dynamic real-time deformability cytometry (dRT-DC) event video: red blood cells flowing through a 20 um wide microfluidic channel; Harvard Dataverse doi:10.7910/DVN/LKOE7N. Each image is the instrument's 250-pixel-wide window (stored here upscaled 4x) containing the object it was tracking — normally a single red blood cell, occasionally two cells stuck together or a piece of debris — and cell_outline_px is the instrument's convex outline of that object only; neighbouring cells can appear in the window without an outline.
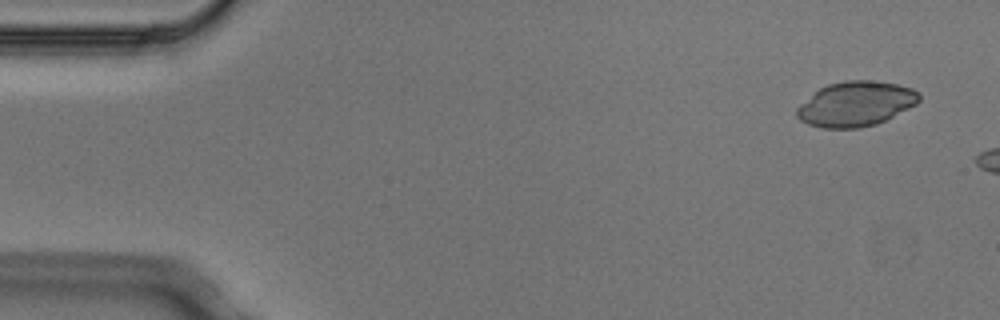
{"species": "Egyptian fruit bat (a non-hibernating species)", "species_latin": "Rousettus aegyptiacus", "temperature_condition": "cold", "stored_images_in_passage": 4, "camera_frame_rate_fps": 3000, "um_per_image_px": 0.085, "animal": {"sex": "male"}, "frame": {"image": 1, "passage_image": 1, "time_ms": 0.0, "image_size_px": [1000, 320], "cell_outline_px": [[920, 100], [916, 104], [876, 124], [860, 128], [824, 128], [808, 124], [800, 120], [796, 116], [796, 108], [800, 104], [820, 88], [828, 84], [844, 80], [868, 80], [896, 84], [912, 88], [920, 92]], "centroid_in_image_um": [72.73, 8.83], "position_along_channel_um": 12.3, "area_um2": 31.79}}
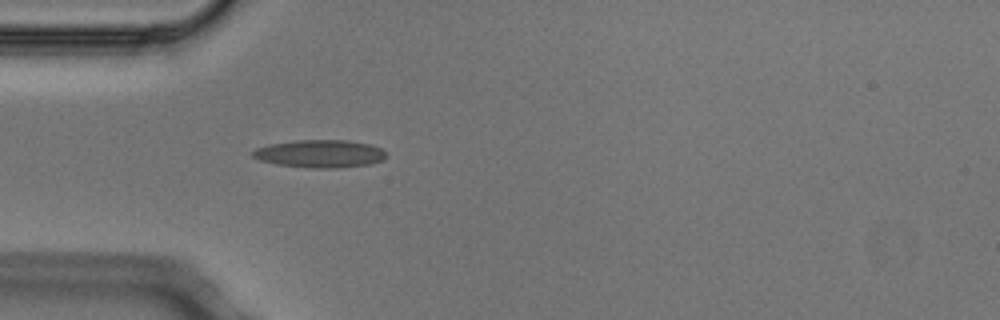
{"frame": {"image": 2, "passage_image": 4, "time_ms": 1.0, "image_size_px": [1000, 320], "cell_outline_px": [[384, 156], [380, 160], [372, 164], [336, 168], [312, 168], [276, 164], [260, 160], [252, 156], [252, 152], [256, 148], [268, 144], [296, 140], [348, 140], [368, 144], [380, 148], [384, 152]], "centroid_in_image_um": [27.15, 13.06], "position_along_channel_um": 57.9, "area_um2": 21.44}}